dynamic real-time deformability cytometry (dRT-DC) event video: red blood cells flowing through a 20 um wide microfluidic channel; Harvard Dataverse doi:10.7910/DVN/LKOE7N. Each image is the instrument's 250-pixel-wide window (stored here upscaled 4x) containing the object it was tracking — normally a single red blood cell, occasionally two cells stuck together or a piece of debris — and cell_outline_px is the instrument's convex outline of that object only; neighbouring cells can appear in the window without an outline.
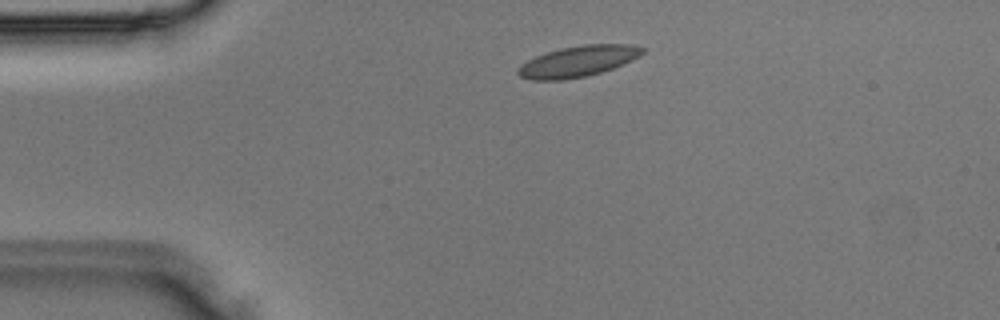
{"species": "Egyptian fruit bat (a non-hibernating species)", "species_latin": "Rousettus aegyptiacus", "temperature_condition": "room temperature", "stored_images_in_passage": 2, "camera_frame_rate_fps": 3000, "um_per_image_px": 0.085, "animal": {"sex": "male"}, "frame": {"image": 1, "passage_image": 1, "time_ms": 0.0, "image_size_px": [1000, 320], "cell_outline_px": [[644, 52], [640, 56], [612, 68], [588, 76], [564, 80], [532, 80], [520, 76], [516, 72], [516, 68], [520, 64], [536, 56], [560, 48], [580, 44], [632, 44], [644, 48]], "centroid_in_image_um": [49.1, 5.21], "position_along_channel_um": 35.9, "area_um2": 22.48}}